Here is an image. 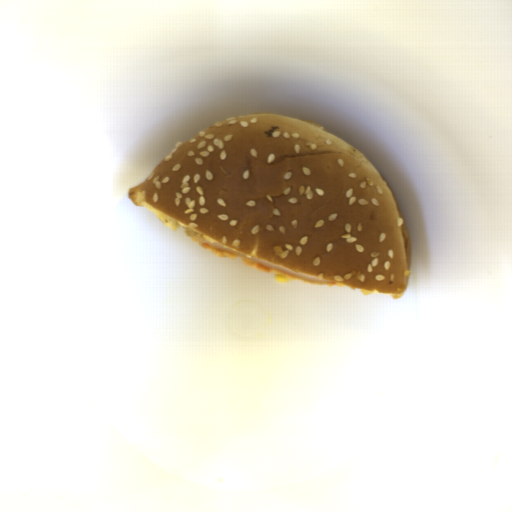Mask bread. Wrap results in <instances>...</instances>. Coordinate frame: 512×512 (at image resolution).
Instances as JSON below:
<instances>
[{
  "instance_id": "obj_1",
  "label": "bread",
  "mask_w": 512,
  "mask_h": 512,
  "mask_svg": "<svg viewBox=\"0 0 512 512\" xmlns=\"http://www.w3.org/2000/svg\"><path fill=\"white\" fill-rule=\"evenodd\" d=\"M128 197L186 236L313 277L395 296L408 287L411 236L390 186L357 148L306 120L218 121Z\"/></svg>"
}]
</instances>
